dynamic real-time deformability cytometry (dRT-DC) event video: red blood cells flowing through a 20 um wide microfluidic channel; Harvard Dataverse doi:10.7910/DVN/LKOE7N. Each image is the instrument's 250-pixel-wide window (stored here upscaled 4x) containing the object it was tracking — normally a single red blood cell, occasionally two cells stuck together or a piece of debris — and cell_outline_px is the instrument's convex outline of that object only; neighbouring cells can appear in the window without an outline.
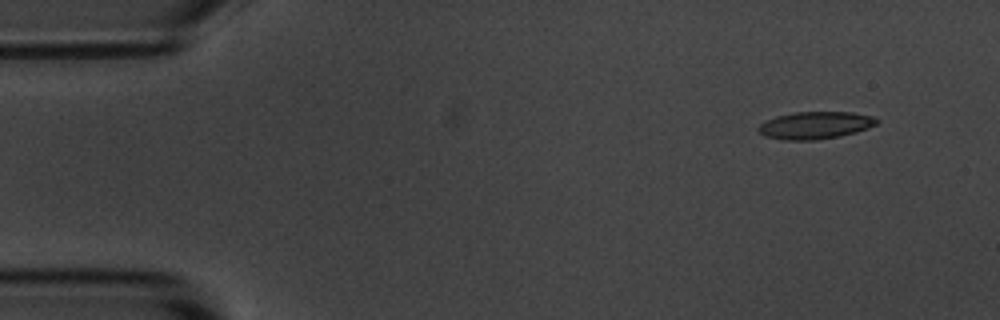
{"species": "common noctule bat (a hibernating species)", "species_latin": "Nyctalus noctula", "temperature_condition": "room temperature", "stored_images_in_passage": 4, "camera_frame_rate_fps": 3000, "um_per_image_px": 0.085, "animal": {"sex": "male", "body_mass_g": 20.1, "forearm_length_mm": 53.5}, "frame": {"image": 1, "passage_image": 1, "time_ms": 0.0, "image_size_px": [1000, 320], "cell_outline_px": [[880, 120], [876, 124], [868, 128], [856, 132], [840, 136], [816, 140], [784, 140], [764, 136], [756, 128], [760, 124], [776, 116], [792, 112], [852, 112], [872, 116]], "centroid_in_image_um": [69.29, 10.65], "position_along_channel_um": 15.7, "area_um2": 18.9}}
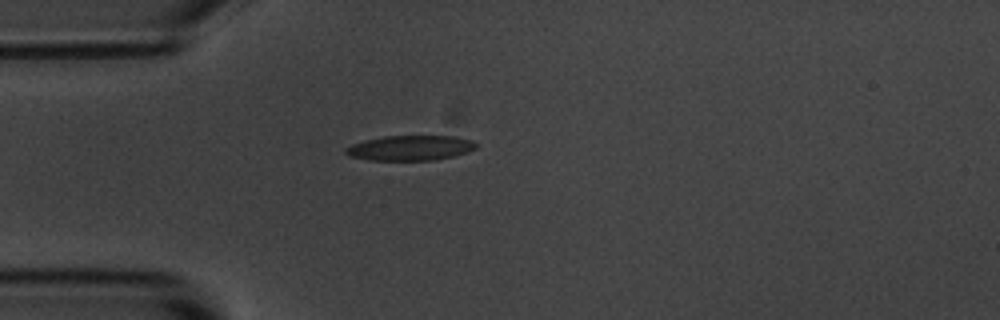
{"frame": {"image": 2, "passage_image": 4, "time_ms": 3.333, "image_size_px": [1000, 320], "cell_outline_px": [[476, 148], [468, 152], [452, 156], [432, 160], [368, 160], [348, 156], [344, 152], [344, 148], [352, 144], [364, 140], [384, 136], [452, 136], [472, 140], [476, 144]], "centroid_in_image_um": [34.82, 12.57], "position_along_channel_um": 50.2, "area_um2": 19.02}}